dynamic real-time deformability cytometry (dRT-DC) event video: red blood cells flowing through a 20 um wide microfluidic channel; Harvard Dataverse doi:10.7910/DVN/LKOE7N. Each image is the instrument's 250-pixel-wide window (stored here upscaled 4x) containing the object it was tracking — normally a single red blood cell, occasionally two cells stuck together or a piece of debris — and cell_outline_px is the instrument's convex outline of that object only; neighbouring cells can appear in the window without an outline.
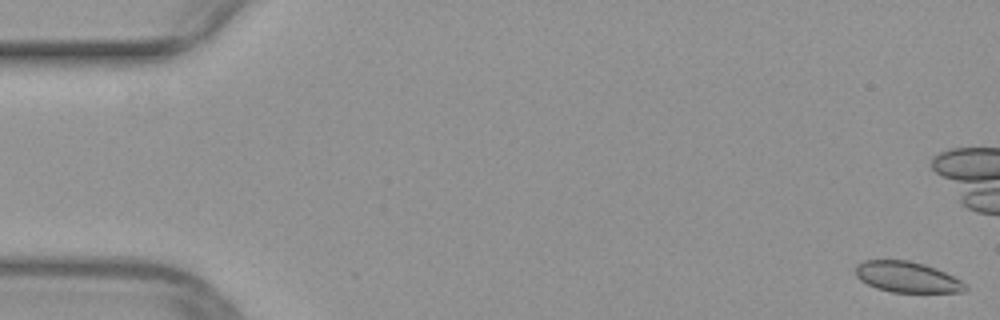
{"species": "common noctule bat (a hibernating species)", "species_latin": "Nyctalus noctula", "temperature_condition": "warm", "stored_images_in_passage": 16, "camera_frame_rate_fps": 3000, "um_per_image_px": 0.085, "animal": {"sex": "female", "body_mass_g": 29.2, "forearm_length_mm": 56.3}, "frame": {"image": 1, "passage_image": 1, "time_ms": 0.0, "image_size_px": [1000, 320], "cell_outline_px": [[968, 288], [964, 292], [892, 292], [876, 288], [860, 280], [856, 276], [856, 264], [864, 260], [908, 260], [924, 264], [936, 268], [960, 280]], "centroid_in_image_um": [77.08, 23.54], "position_along_channel_um": 7.9, "area_um2": 19.59}}